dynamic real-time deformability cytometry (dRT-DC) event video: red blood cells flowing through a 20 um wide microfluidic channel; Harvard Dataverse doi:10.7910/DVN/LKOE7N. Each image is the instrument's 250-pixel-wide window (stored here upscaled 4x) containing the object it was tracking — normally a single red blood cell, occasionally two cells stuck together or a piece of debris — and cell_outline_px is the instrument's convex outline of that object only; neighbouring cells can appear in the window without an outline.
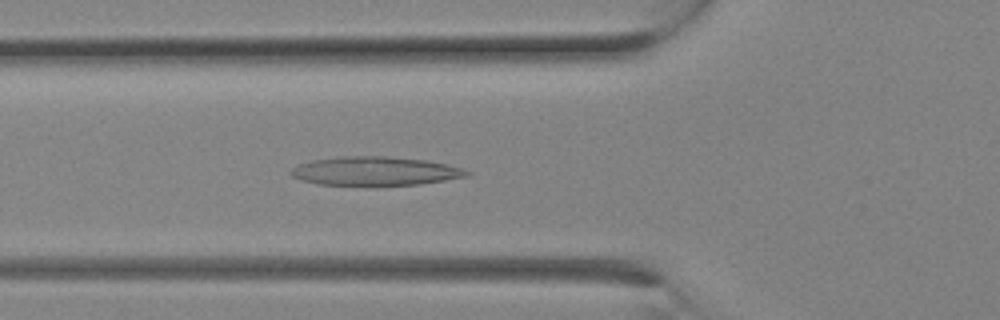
{"species": "Egyptian fruit bat (a non-hibernating species)", "species_latin": "Rousettus aegyptiacus", "temperature_condition": "room temperature", "stored_images_in_passage": 7, "camera_frame_rate_fps": 3000, "um_per_image_px": 0.085, "animal": {"sex": "female"}, "frame": {"image": 1, "passage_image": 7, "time_ms": 2.0, "image_size_px": [1000, 320], "cell_outline_px": [[472, 172], [468, 176], [420, 184], [376, 188], [320, 184], [300, 180], [292, 176], [288, 172], [292, 168], [300, 164], [312, 160], [340, 156], [388, 156], [424, 160], [444, 164], [460, 168]], "centroid_in_image_um": [31.84, 14.58], "position_along_channel_um": 94.0, "area_um2": 30.4}}